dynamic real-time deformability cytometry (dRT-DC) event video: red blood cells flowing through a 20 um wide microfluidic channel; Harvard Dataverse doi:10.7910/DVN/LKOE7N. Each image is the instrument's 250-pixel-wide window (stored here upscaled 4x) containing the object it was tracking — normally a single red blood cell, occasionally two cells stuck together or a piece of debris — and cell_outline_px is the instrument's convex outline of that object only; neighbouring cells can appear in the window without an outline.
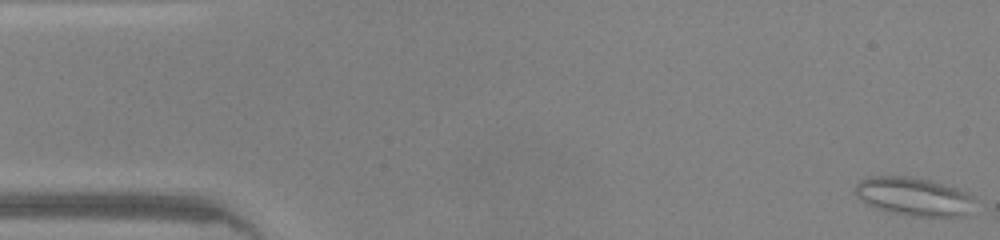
{"species": "common noctule bat (a hibernating species)", "species_latin": "Nyctalus noctula", "temperature_condition": "warm", "stored_images_in_passage": 14, "camera_frame_rate_fps": 3000, "um_per_image_px": 0.085, "animal": {"sex": "male", "body_mass_g": 20.0, "forearm_length_mm": 53.3}, "frame": {"image": 1, "passage_image": 1, "time_ms": 0.0, "image_size_px": [1000, 240], "cell_outline_px": [[972, 200], [968, 216], [916, 216], [892, 212], [876, 208], [868, 204], [856, 196], [852, 192], [856, 184], [860, 180], [872, 176], [908, 176], [928, 180], [956, 188], [972, 196]], "centroid_in_image_um": [77.61, 16.7], "position_along_channel_um": 7.4, "area_um2": 26.36}}